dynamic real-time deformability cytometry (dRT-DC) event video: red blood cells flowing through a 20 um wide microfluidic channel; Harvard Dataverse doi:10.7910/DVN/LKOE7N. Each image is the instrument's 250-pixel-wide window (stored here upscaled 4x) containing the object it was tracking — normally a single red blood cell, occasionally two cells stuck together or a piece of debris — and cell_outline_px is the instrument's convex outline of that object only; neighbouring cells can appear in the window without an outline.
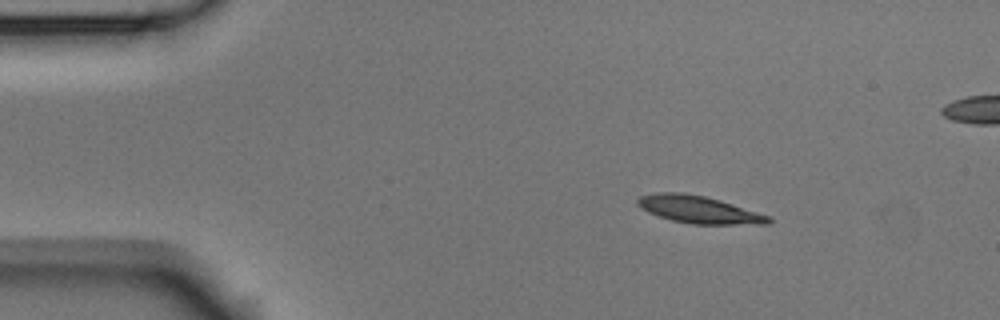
{"species": "Egyptian fruit bat (a non-hibernating species)", "species_latin": "Rousettus aegyptiacus", "temperature_condition": "room temperature", "stored_images_in_passage": 3, "camera_frame_rate_fps": 3000, "um_per_image_px": 0.085, "animal": {"sex": "male"}, "frame": {"image": 1, "passage_image": 1, "time_ms": 0.0, "image_size_px": [1000, 320], "cell_outline_px": [[772, 220], [768, 224], [692, 224], [672, 220], [648, 212], [636, 204], [636, 200], [640, 196], [656, 192], [684, 192], [704, 196], [720, 200], [768, 216]], "centroid_in_image_um": [59.35, 17.8], "position_along_channel_um": 25.7, "area_um2": 20.63}}